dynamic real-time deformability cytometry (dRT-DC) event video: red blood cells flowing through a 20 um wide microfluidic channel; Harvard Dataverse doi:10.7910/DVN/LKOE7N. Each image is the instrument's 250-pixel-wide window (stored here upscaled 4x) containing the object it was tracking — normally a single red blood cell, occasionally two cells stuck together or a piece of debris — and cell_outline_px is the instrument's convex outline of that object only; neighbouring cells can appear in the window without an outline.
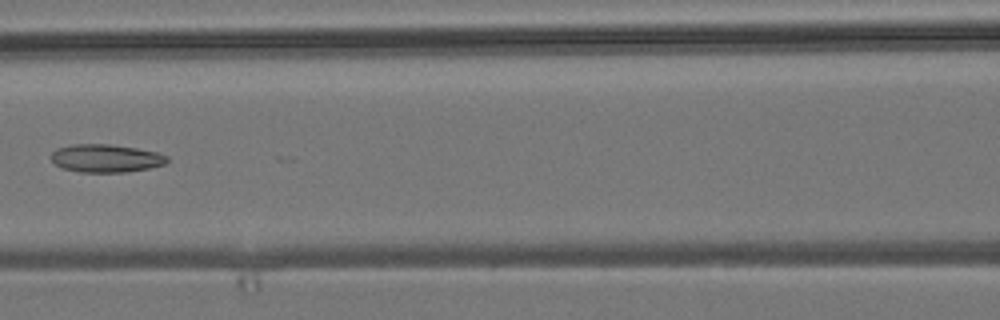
{"species": "common noctule bat (a hibernating species)", "species_latin": "Nyctalus noctula", "temperature_condition": "room temperature", "stored_images_in_passage": 6, "camera_frame_rate_fps": 3000, "um_per_image_px": 0.085, "animal": {"sex": "male", "body_mass_g": 19.2, "forearm_length_mm": 51.8}, "frame": {"image": 1, "passage_image": 6, "time_ms": 5.667, "image_size_px": [1000, 320], "cell_outline_px": [[168, 160], [164, 164], [148, 168], [124, 172], [80, 172], [64, 168], [56, 164], [52, 160], [52, 152], [56, 148], [72, 144], [112, 144], [136, 148], [156, 152], [168, 156]], "centroid_in_image_um": [8.99, 13.44], "position_along_channel_um": 157.6, "area_um2": 18.79}}